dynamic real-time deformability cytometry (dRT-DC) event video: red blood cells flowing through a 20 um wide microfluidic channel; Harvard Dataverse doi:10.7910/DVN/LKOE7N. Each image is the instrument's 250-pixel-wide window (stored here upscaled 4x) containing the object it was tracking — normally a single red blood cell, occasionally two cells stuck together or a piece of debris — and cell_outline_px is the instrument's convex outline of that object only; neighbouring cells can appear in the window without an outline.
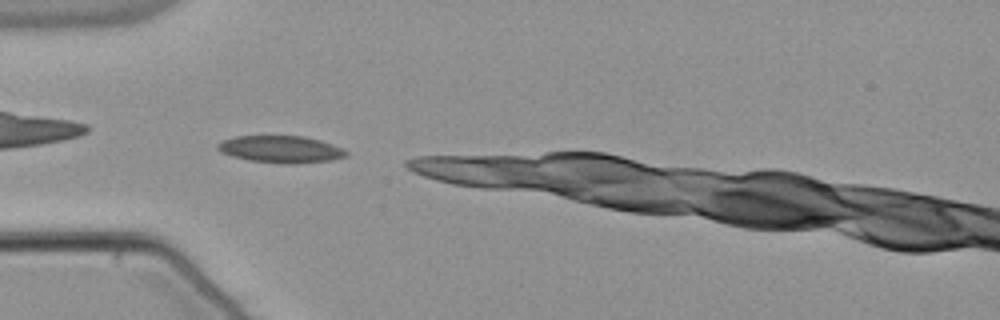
{"species": "common noctule bat (a hibernating species)", "species_latin": "Nyctalus noctula", "temperature_condition": "warm", "stored_images_in_passage": 20, "camera_frame_rate_fps": 3000, "um_per_image_px": 0.085, "animal": {"sex": "male", "body_mass_g": 21.5, "forearm_length_mm": 52.0}, "frame": {"image": 1, "passage_image": 1, "time_ms": 0.0, "image_size_px": [1000, 320], "cell_outline_px": [[348, 156], [332, 160], [296, 164], [284, 164], [248, 160], [232, 156], [220, 152], [216, 148], [216, 144], [224, 140], [236, 136], [304, 136], [320, 140], [332, 144], [348, 152]], "centroid_in_image_um": [23.86, 12.69], "position_along_channel_um": 61.1, "area_um2": 20.35}}